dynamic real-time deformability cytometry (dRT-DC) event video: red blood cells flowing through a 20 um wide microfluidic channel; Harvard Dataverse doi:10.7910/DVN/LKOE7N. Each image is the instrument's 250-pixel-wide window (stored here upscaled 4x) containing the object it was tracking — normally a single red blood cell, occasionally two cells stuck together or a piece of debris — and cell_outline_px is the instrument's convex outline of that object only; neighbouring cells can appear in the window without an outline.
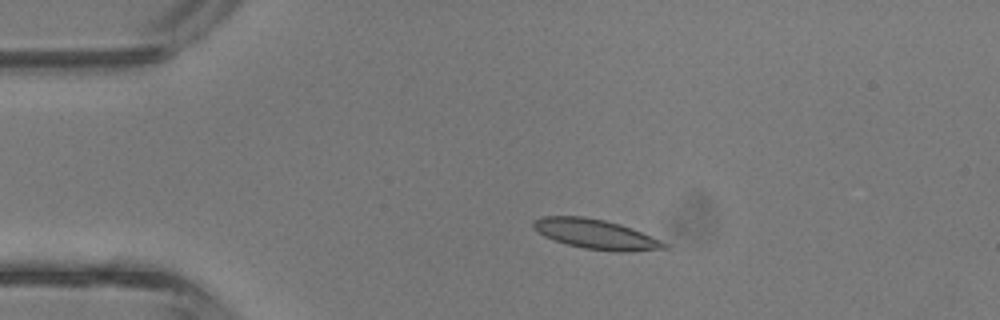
{"species": "common noctule bat (a hibernating species)", "species_latin": "Nyctalus noctula", "temperature_condition": "room temperature", "stored_images_in_passage": 3, "camera_frame_rate_fps": 3000, "um_per_image_px": 0.085, "animal": {"sex": "male", "body_mass_g": 13.3}, "frame": {"image": 1, "passage_image": 1, "time_ms": 0.0, "image_size_px": [1000, 320], "cell_outline_px": [[668, 248], [620, 252], [616, 252], [584, 248], [568, 244], [544, 236], [532, 228], [532, 220], [540, 216], [584, 216], [604, 220], [620, 224], [660, 240], [668, 244]], "centroid_in_image_um": [50.58, 19.89], "position_along_channel_um": 34.4, "area_um2": 22.48}}
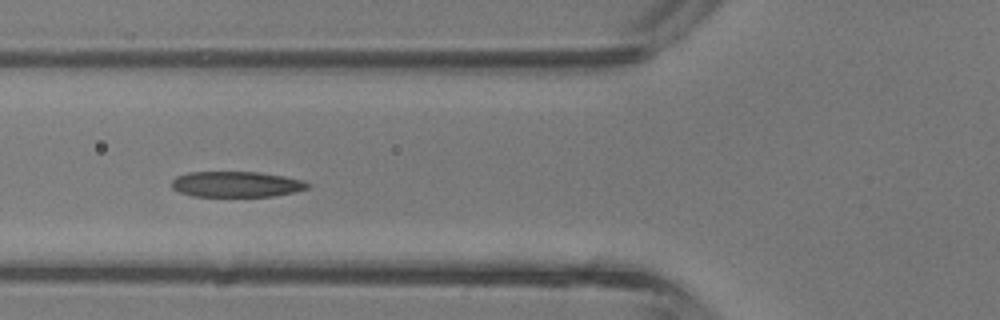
{"frame": {"image": 2, "passage_image": 3, "time_ms": 0.667, "image_size_px": [1000, 320], "cell_outline_px": [[312, 184], [308, 188], [292, 192], [272, 196], [192, 196], [180, 192], [172, 188], [172, 180], [176, 176], [188, 172], [260, 172], [284, 176], [304, 180]], "centroid_in_image_um": [20.1, 15.65], "position_along_channel_um": 105.7, "area_um2": 20.35}}